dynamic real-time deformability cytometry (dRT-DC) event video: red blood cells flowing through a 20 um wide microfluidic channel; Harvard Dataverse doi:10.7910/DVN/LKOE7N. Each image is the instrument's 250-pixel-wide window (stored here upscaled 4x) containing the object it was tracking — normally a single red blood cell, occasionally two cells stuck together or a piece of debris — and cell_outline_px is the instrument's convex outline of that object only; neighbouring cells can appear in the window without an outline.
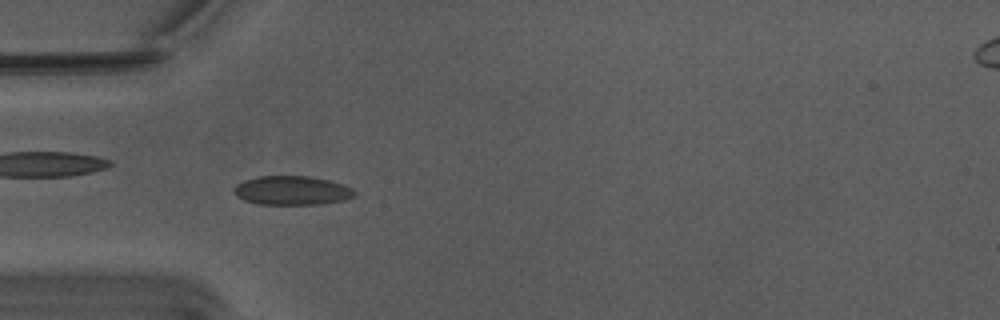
{"species": "Egyptian fruit bat (a non-hibernating species)", "species_latin": "Rousettus aegyptiacus", "temperature_condition": "warm", "stored_images_in_passage": 48, "camera_frame_rate_fps": 3000, "um_per_image_px": 0.085, "animal": {"sex": "male"}, "frame": {"image": 1, "passage_image": 16, "time_ms": 5.0, "image_size_px": [1000, 320], "cell_outline_px": [[356, 196], [344, 200], [320, 204], [260, 204], [244, 200], [236, 196], [232, 192], [232, 188], [236, 184], [244, 180], [260, 176], [308, 176], [328, 180], [344, 184], [352, 188], [356, 192]], "centroid_in_image_um": [24.81, 16.19], "position_along_channel_um": 60.2, "area_um2": 20.52}}
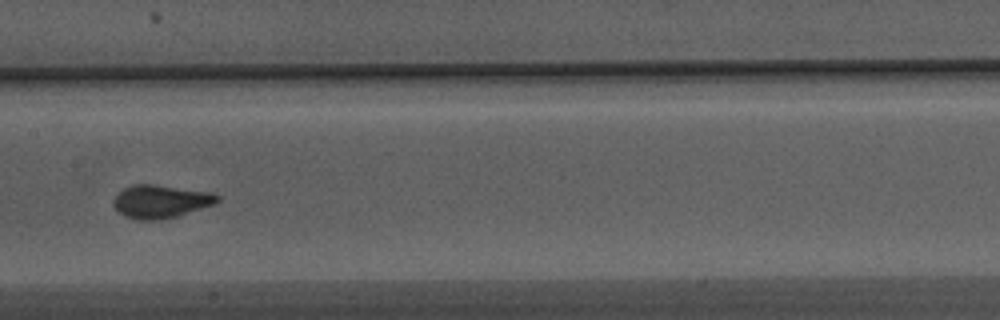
{"frame": {"image": 2, "passage_image": 27, "time_ms": 8.667, "image_size_px": [1000, 320], "cell_outline_px": [[220, 200], [212, 204], [176, 216], [156, 220], [136, 220], [124, 216], [116, 212], [112, 204], [112, 200], [124, 188], [132, 184], [152, 184], [208, 192], [220, 196]], "centroid_in_image_um": [13.57, 17.13], "position_along_channel_um": 193.8, "area_um2": 19.83}}
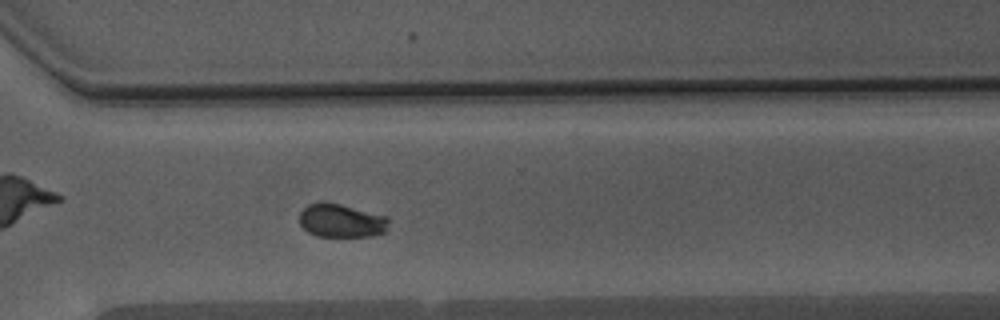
{"frame": {"image": 3, "passage_image": 39, "time_ms": 12.667, "image_size_px": [1000, 320], "cell_outline_px": [[388, 220], [384, 232], [372, 236], [316, 236], [308, 232], [300, 224], [300, 212], [308, 204], [320, 200], [324, 200], [388, 216]], "centroid_in_image_um": [28.97, 18.73], "position_along_channel_um": 341.6, "area_um2": 17.51}, "authors_computed_cell_mechanics": {"area_um2": 19.4497, "velocity_mm_per_s": 3.7101, "shape_relaxation_time_tau1_ms": 6.8505, "shape_relaxation_time_tau2_ms": null, "deformation_change_tau1": 0.1839, "deformation_change_tau2": null}}